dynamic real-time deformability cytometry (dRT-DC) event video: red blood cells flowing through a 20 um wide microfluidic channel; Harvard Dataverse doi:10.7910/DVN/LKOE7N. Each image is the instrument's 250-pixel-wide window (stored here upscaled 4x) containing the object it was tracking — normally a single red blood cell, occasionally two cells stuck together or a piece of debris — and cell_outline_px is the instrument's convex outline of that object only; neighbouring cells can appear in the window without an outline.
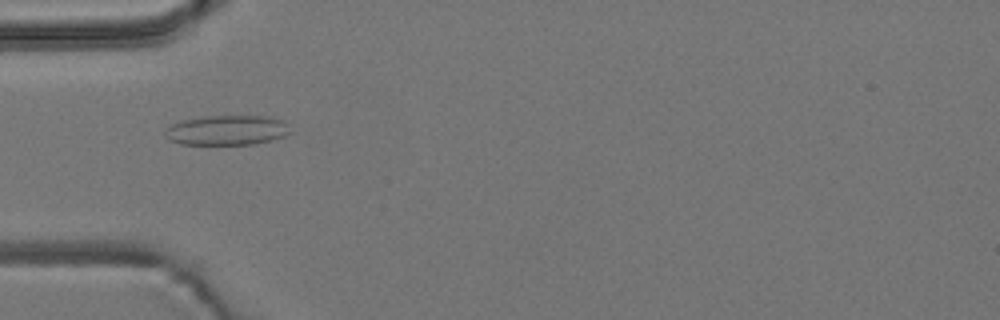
{"species": "common noctule bat (a hibernating species)", "species_latin": "Nyctalus noctula", "temperature_condition": "room temperature", "stored_images_in_passage": 45, "camera_frame_rate_fps": 3000, "um_per_image_px": 0.085, "animal": {"sex": "male", "body_mass_g": 19.2, "forearm_length_mm": 51.8}, "frame": {"image": 1, "passage_image": 8, "time_ms": 2.333, "image_size_px": [1000, 320], "cell_outline_px": [[292, 132], [284, 136], [272, 140], [252, 144], [180, 144], [168, 140], [164, 136], [164, 132], [172, 124], [180, 120], [204, 116], [272, 116], [284, 120], [288, 124]], "centroid_in_image_um": [19.31, 11.06], "position_along_channel_um": 65.7, "area_um2": 22.08}}
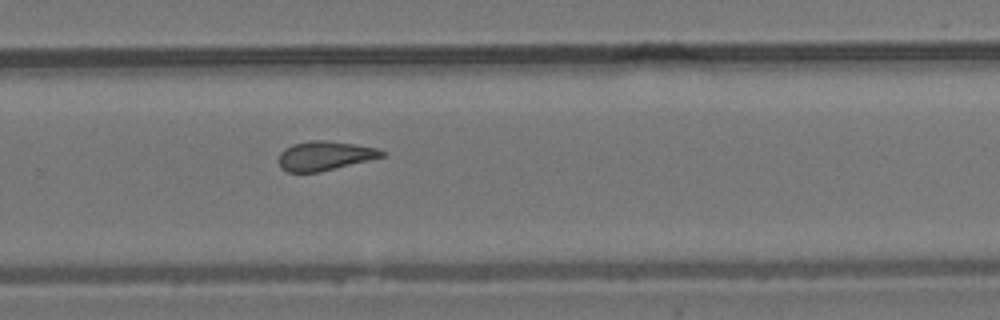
{"frame": {"image": 2, "passage_image": 27, "time_ms": 8.667, "image_size_px": [1000, 320], "cell_outline_px": [[384, 156], [320, 172], [288, 172], [280, 168], [276, 160], [280, 152], [284, 148], [292, 144], [308, 140], [328, 140], [376, 148], [384, 152]], "centroid_in_image_um": [27.5, 13.24], "position_along_channel_um": 302.3, "area_um2": 17.63}}
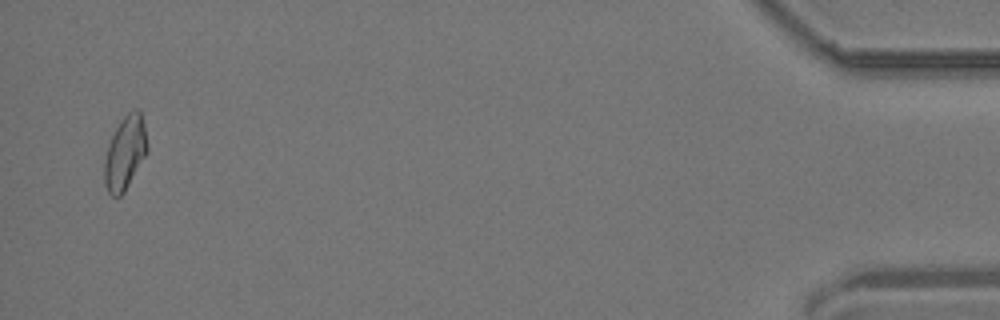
{"frame": {"image": 3, "passage_image": 44, "time_ms": 14.333, "image_size_px": [1000, 320], "cell_outline_px": [[148, 148], [144, 156], [124, 192], [120, 196], [112, 196], [108, 192], [104, 184], [104, 160], [108, 144], [120, 120], [128, 112], [136, 108], [140, 108], [144, 124], [148, 144]], "centroid_in_image_um": [10.62, 12.96], "position_along_channel_um": 424.6, "area_um2": 18.26}, "authors_computed_cell_mechanics": {"area_um2": 17.8024, "velocity_mm_per_s": 3.7341, "shape_relaxation_time_tau1_ms": null, "shape_relaxation_time_tau2_ms": 1.9698, "deformation_change_tau1": null, "deformation_change_tau2": 0.0951}}